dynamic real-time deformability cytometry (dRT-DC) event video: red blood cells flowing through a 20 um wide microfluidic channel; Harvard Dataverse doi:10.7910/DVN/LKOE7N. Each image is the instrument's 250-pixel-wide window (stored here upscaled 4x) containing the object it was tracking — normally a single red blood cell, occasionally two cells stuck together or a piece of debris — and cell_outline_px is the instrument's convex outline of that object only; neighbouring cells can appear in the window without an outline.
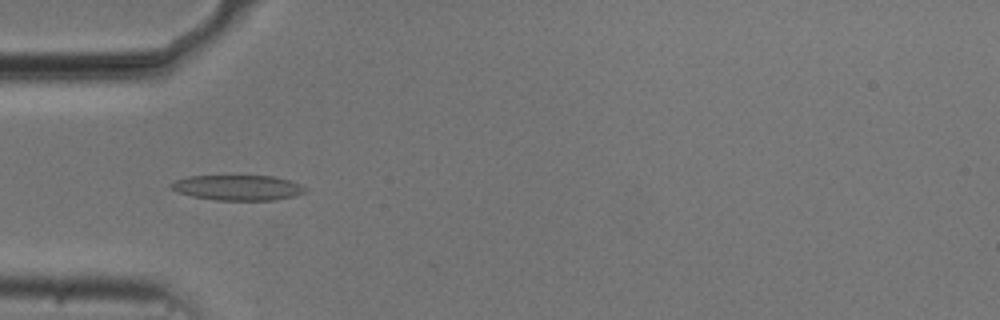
{"species": "common noctule bat (a hibernating species)", "species_latin": "Nyctalus noctula", "temperature_condition": "cold", "stored_images_in_passage": 11, "camera_frame_rate_fps": 3000, "um_per_image_px": 0.085, "animal": {"sex": "male", "body_mass_g": 20.5, "forearm_length_mm": 52.5}, "frame": {"image": 1, "passage_image": 9, "time_ms": 2.667, "image_size_px": [1000, 320], "cell_outline_px": [[308, 188], [304, 192], [292, 196], [276, 200], [216, 200], [192, 196], [176, 192], [168, 188], [168, 184], [176, 180], [188, 176], [272, 176], [288, 180], [300, 184]], "centroid_in_image_um": [20.15, 15.95], "position_along_channel_um": 64.8, "area_um2": 19.77}}